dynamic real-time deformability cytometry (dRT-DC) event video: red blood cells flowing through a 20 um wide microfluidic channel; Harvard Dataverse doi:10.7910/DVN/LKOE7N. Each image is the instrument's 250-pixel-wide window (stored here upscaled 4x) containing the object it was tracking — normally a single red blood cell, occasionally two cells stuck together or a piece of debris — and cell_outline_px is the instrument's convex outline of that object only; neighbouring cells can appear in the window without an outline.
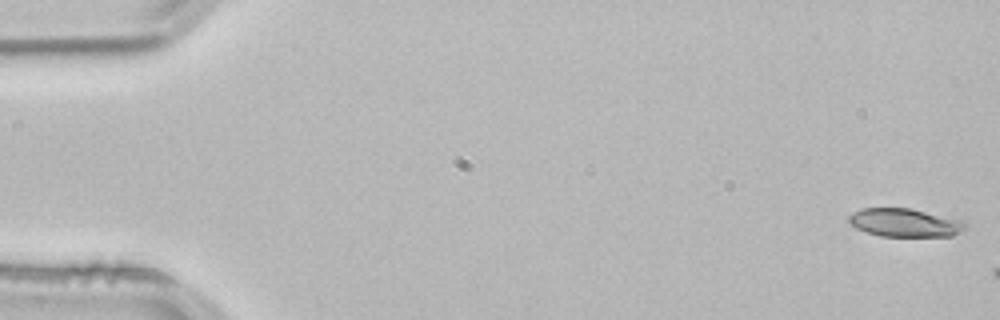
{"species": "common noctule bat (a hibernating species)", "species_latin": "Nyctalus noctula", "temperature_condition": "room temperature", "stored_images_in_passage": 10, "camera_frame_rate_fps": 3000, "um_per_image_px": 0.085, "animal": {"sex": "male", "body_mass_g": 21.5, "forearm_length_mm": 52.0}, "frame": {"image": 1, "passage_image": 1, "time_ms": 0.0, "image_size_px": [1000, 320], "cell_outline_px": [[968, 228], [964, 232], [952, 236], [880, 236], [856, 228], [848, 224], [848, 216], [852, 212], [864, 208], [908, 208], [964, 220], [968, 224]], "centroid_in_image_um": [76.96, 18.93], "position_along_channel_um": 8.0, "area_um2": 19.48}}